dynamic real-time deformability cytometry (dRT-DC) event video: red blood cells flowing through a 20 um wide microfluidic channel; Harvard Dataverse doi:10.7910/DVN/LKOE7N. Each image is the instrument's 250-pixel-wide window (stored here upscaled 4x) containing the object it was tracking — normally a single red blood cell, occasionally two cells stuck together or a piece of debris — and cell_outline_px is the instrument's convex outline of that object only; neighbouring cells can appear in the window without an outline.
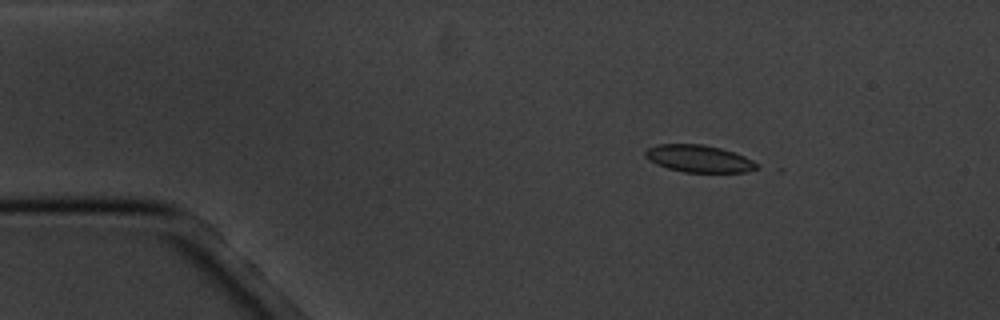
{"species": "common noctule bat (a hibernating species)", "species_latin": "Nyctalus noctula", "temperature_condition": "cold", "stored_images_in_passage": 4, "camera_frame_rate_fps": 3000, "um_per_image_px": 0.085, "animal": {"sex": "male", "body_mass_g": 20.1, "forearm_length_mm": 53.5}, "frame": {"image": 1, "passage_image": 2, "time_ms": 2.0, "image_size_px": [1000, 320], "cell_outline_px": [[760, 168], [748, 172], [684, 172], [668, 168], [656, 164], [648, 160], [644, 156], [644, 152], [648, 148], [656, 144], [700, 144], [720, 148], [744, 156], [752, 160]], "centroid_in_image_um": [59.37, 13.49], "position_along_channel_um": 25.6, "area_um2": 17.63}}